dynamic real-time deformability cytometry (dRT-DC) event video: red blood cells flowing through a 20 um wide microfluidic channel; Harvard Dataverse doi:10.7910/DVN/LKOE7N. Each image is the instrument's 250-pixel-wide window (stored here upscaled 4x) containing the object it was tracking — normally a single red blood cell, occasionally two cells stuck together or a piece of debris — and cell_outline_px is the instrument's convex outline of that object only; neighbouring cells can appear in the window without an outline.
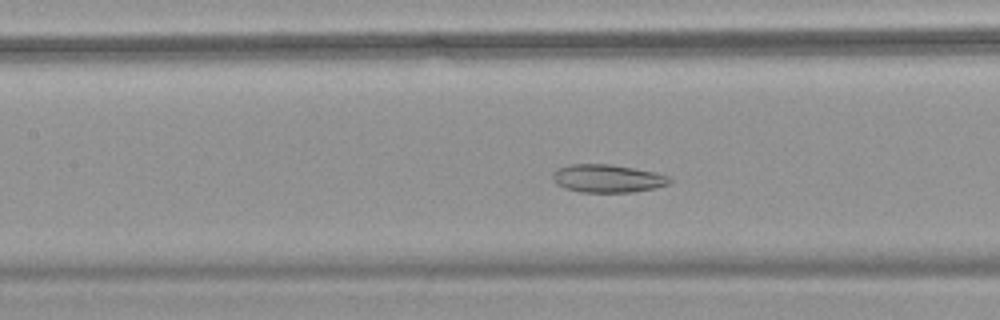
{"species": "common noctule bat (a hibernating species)", "species_latin": "Nyctalus noctula", "temperature_condition": "warm", "stored_images_in_passage": 52, "camera_frame_rate_fps": 3000, "um_per_image_px": 0.085, "animal": {"sex": "female", "body_mass_g": 18.4}, "frame": {"image": 1, "passage_image": 23, "time_ms": 7.333, "image_size_px": [1000, 320], "cell_outline_px": [[672, 180], [668, 184], [656, 188], [632, 192], [580, 192], [564, 188], [556, 184], [552, 180], [552, 172], [556, 168], [568, 164], [612, 164], [656, 172], [668, 176]], "centroid_in_image_um": [51.6, 15.16], "position_along_channel_um": 155.8, "area_um2": 19.36}}
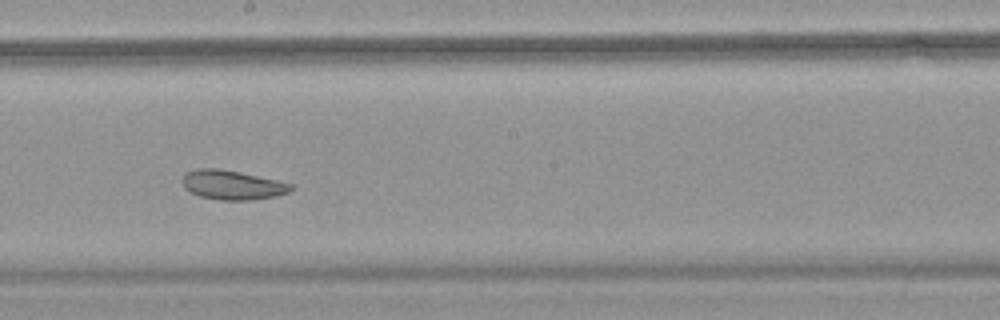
{"frame": {"image": 2, "passage_image": 29, "time_ms": 9.333, "image_size_px": [1000, 320], "cell_outline_px": [[296, 188], [288, 192], [276, 196], [252, 200], [220, 200], [200, 196], [188, 192], [184, 188], [180, 180], [184, 172], [196, 168], [216, 168], [240, 172], [276, 180], [292, 184]], "centroid_in_image_um": [19.69, 15.72], "position_along_channel_um": 228.5, "area_um2": 18.84}}
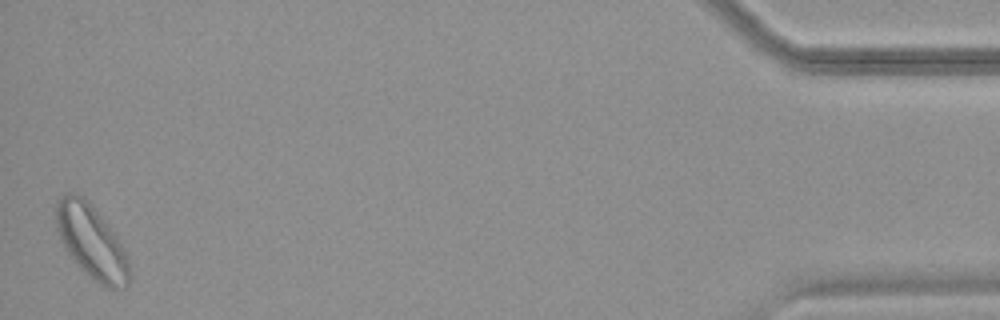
{"frame": {"image": 3, "passage_image": 52, "time_ms": 17.0, "image_size_px": [1000, 320], "cell_outline_px": [[132, 268], [128, 288], [108, 288], [92, 280], [80, 268], [64, 248], [60, 240], [56, 228], [56, 200], [68, 192], [72, 192], [84, 196], [88, 200], [120, 240], [124, 248]], "centroid_in_image_um": [7.8, 20.57], "position_along_channel_um": 427.4, "area_um2": 31.96}, "authors_computed_cell_mechanics": {"area_um2": 24.1026, "velocity_mm_per_s": 3.66, "shape_relaxation_time_tau1_ms": null, "shape_relaxation_time_tau2_ms": 3.4092, "deformation_change_tau1": null, "deformation_change_tau2": 0.0905}}